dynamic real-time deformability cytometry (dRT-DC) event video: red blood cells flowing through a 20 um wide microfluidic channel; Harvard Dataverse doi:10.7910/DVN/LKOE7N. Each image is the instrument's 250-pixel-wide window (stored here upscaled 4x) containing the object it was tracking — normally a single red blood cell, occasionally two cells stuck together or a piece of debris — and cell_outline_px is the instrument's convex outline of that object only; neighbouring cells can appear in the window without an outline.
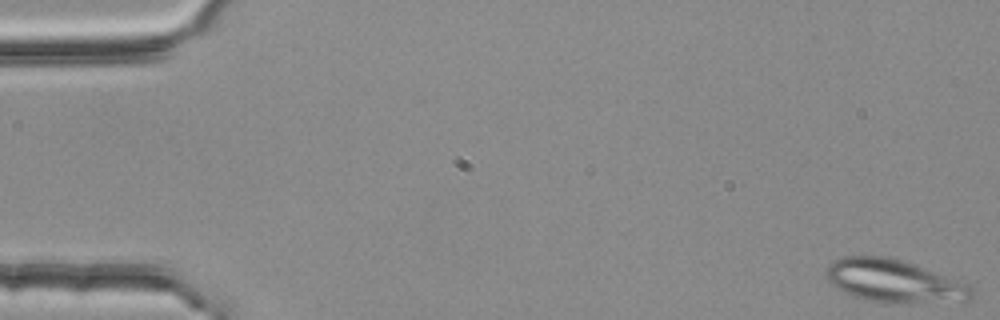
{"species": "common noctule bat (a hibernating species)", "species_latin": "Nyctalus noctula", "temperature_condition": "room temperature", "stored_images_in_passage": 52, "segment_of_instrument_passage": [1, 2], "camera_frame_rate_fps": 3000, "um_per_image_px": 0.085, "animal": {"sex": "female", "body_mass_g": 25.1}, "frame": {"image": 1, "passage_image": 1, "time_ms": 0.0, "image_size_px": [1000, 320], "cell_outline_px": [[976, 296], [972, 300], [896, 304], [884, 304], [864, 300], [852, 296], [836, 288], [828, 280], [828, 264], [832, 260], [840, 256], [888, 256], [912, 264], [968, 284], [976, 292]], "centroid_in_image_um": [75.99, 23.92], "position_along_channel_um": 9.0, "area_um2": 36.59}}